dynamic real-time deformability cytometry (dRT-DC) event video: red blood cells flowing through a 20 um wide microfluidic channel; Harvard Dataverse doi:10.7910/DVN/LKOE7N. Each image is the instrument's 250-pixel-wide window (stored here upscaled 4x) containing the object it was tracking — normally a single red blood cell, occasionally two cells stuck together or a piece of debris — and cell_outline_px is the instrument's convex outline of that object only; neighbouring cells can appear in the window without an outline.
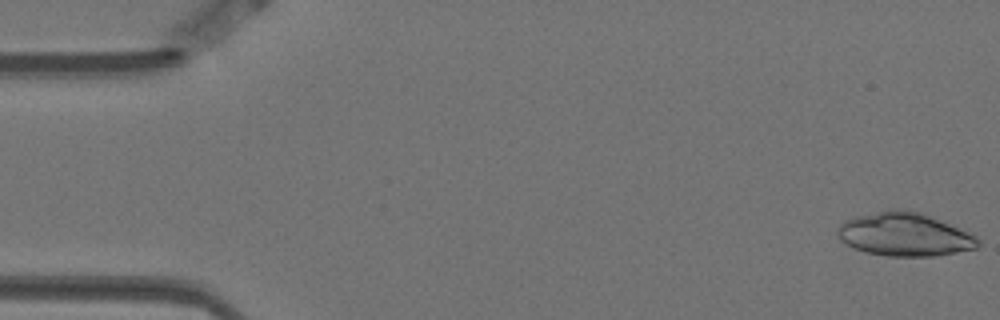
{"species": "Egyptian fruit bat (a non-hibernating species)", "species_latin": "Rousettus aegyptiacus", "temperature_condition": "warm", "stored_images_in_passage": 57, "camera_frame_rate_fps": 3000, "um_per_image_px": 0.085, "animal": {"sex": "female"}, "frame": {"image": 1, "passage_image": 1, "time_ms": 0.0, "image_size_px": [1000, 320], "cell_outline_px": [[980, 244], [976, 248], [936, 256], [888, 256], [864, 252], [840, 240], [836, 236], [836, 228], [844, 220], [852, 216], [892, 208], [896, 208], [920, 212], [932, 216], [976, 236], [980, 240]], "centroid_in_image_um": [76.84, 19.91], "position_along_channel_um": 8.2, "area_um2": 35.78}}